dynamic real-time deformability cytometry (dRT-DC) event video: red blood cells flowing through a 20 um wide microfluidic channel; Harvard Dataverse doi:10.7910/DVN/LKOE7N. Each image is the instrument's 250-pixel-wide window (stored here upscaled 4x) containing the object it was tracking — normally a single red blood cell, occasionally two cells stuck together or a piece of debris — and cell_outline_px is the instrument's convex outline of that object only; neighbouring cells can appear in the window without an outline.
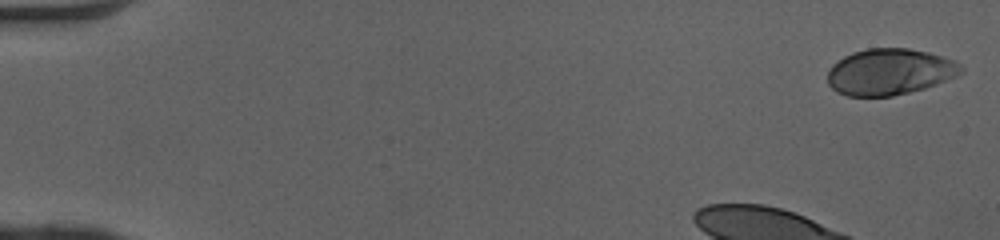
{"species": "human", "species_latin": "Homo sapiens", "temperature_condition": "cold", "stored_images_in_passage": 40, "camera_frame_rate_fps": 3000, "um_per_image_px": 0.085, "donor": {"sex": "female"}, "frame": {"image": 1, "passage_image": 1, "time_ms": 0.0, "image_size_px": [1000, 240], "cell_outline_px": [[964, 72], [956, 76], [936, 84], [924, 88], [892, 96], [848, 96], [836, 92], [828, 84], [828, 68], [832, 64], [844, 56], [852, 52], [868, 48], [908, 48], [928, 52], [956, 60], [964, 68]], "centroid_in_image_um": [75.62, 6.1], "position_along_channel_um": 9.4, "area_um2": 36.18}}
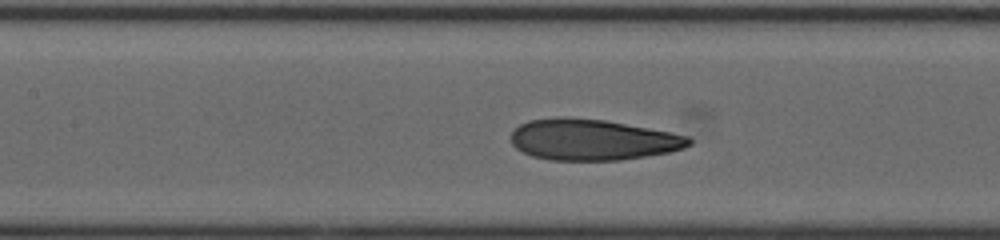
{"frame": {"image": 2, "passage_image": 20, "time_ms": 6.333, "image_size_px": [1000, 240], "cell_outline_px": [[692, 144], [684, 148], [668, 152], [620, 160], [548, 160], [532, 156], [516, 148], [512, 144], [512, 132], [520, 124], [528, 120], [556, 116], [564, 116], [604, 120], [648, 128], [688, 136], [692, 140]], "centroid_in_image_um": [50.33, 11.87], "position_along_channel_um": 157.1, "area_um2": 42.48}}
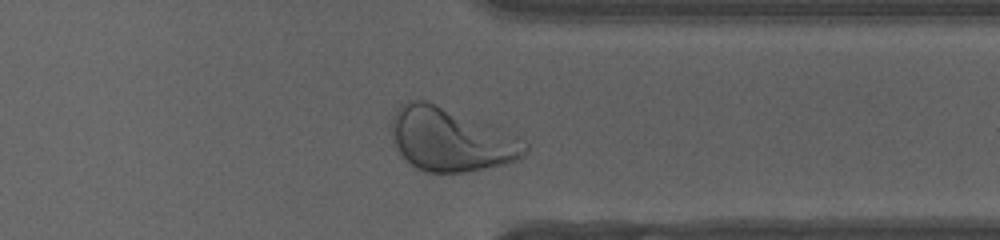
{"frame": {"image": 3, "passage_image": 36, "time_ms": 11.667, "image_size_px": [1000, 240], "cell_outline_px": [[528, 152], [524, 156], [516, 160], [504, 164], [464, 172], [424, 172], [416, 168], [404, 160], [396, 152], [392, 144], [388, 132], [392, 116], [396, 108], [400, 104], [412, 100], [424, 100], [520, 136], [528, 144]], "centroid_in_image_um": [38.24, 11.88], "position_along_channel_um": 373.2, "area_um2": 49.88}, "authors_computed_cell_mechanics": {"area_um2": 42.3674, "velocity_mm_per_s": 4.0696, "shape_relaxation_time_tau1_ms": 4.3407, "shape_relaxation_time_tau2_ms": 0.7495, "deformation_change_tau1": 0.1964, "deformation_change_tau2": 0.0664}}